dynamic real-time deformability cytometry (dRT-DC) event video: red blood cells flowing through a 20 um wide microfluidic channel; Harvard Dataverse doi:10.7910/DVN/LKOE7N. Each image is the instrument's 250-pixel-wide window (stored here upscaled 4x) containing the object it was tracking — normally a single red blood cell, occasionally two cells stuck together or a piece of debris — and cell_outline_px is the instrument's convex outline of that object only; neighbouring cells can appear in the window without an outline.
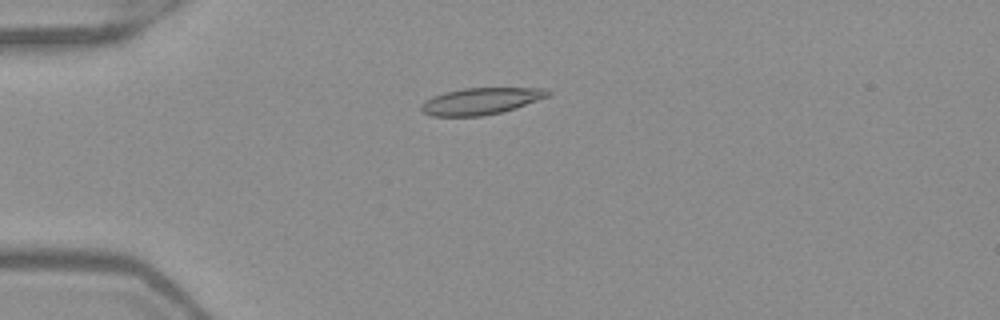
{"species": "Egyptian fruit bat (a non-hibernating species)", "species_latin": "Rousettus aegyptiacus", "temperature_condition": "warm", "stored_images_in_passage": 52, "camera_frame_rate_fps": 3000, "um_per_image_px": 0.085, "frame": {"image": 1, "passage_image": 14, "time_ms": 4.333, "image_size_px": [1000, 320], "cell_outline_px": [[552, 92], [548, 96], [516, 108], [500, 112], [480, 116], [432, 116], [420, 112], [420, 104], [424, 100], [432, 96], [444, 92], [464, 88], [548, 88]], "centroid_in_image_um": [40.83, 8.59], "position_along_channel_um": 44.2, "area_um2": 19.83}}
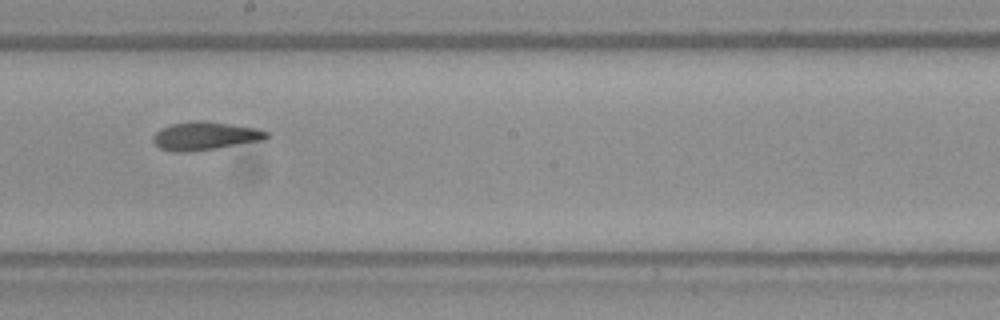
{"frame": {"image": 2, "passage_image": 30, "time_ms": 9.667, "image_size_px": [1000, 320], "cell_outline_px": [[272, 136], [264, 140], [216, 148], [188, 152], [172, 152], [160, 148], [152, 140], [152, 136], [160, 128], [172, 124], [196, 120], [204, 120], [232, 124], [256, 128], [268, 132]], "centroid_in_image_um": [17.44, 11.55], "position_along_channel_um": 230.8, "area_um2": 18.84}}
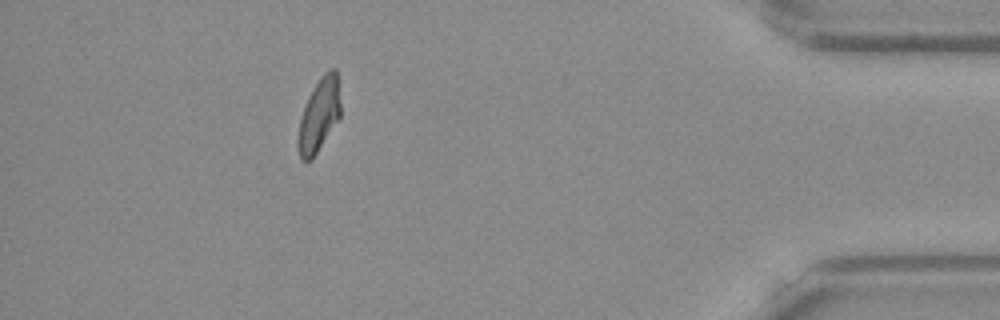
{"frame": {"image": 3, "passage_image": 47, "time_ms": 15.333, "image_size_px": [1000, 320], "cell_outline_px": [[340, 116], [312, 160], [300, 160], [296, 144], [296, 140], [300, 120], [308, 96], [324, 72], [332, 68], [336, 68], [340, 104]], "centroid_in_image_um": [27.09, 9.82], "position_along_channel_um": 408.1, "area_um2": 17.98}, "authors_computed_cell_mechanics": {"area_um2": 18.9873, "velocity_mm_per_s": 3.9887, "shape_relaxation_time_tau1_ms": 7.5179, "shape_relaxation_time_tau2_ms": 2.0496, "deformation_change_tau1": 0.2166, "deformation_change_tau2": 0.0785}}